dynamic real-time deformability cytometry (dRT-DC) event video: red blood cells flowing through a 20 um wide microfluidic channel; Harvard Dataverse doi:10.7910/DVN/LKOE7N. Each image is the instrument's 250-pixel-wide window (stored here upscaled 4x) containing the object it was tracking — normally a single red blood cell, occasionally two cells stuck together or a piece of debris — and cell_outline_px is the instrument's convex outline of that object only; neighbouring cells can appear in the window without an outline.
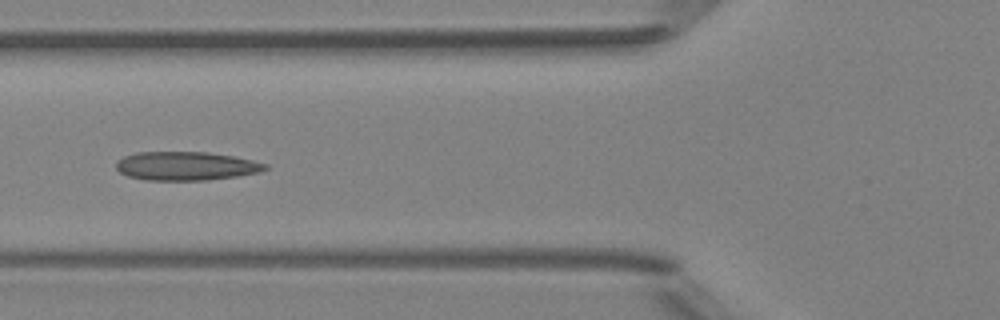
{"species": "Egyptian fruit bat (a non-hibernating species)", "species_latin": "Rousettus aegyptiacus", "temperature_condition": "room temperature", "stored_images_in_passage": 6, "camera_frame_rate_fps": 3000, "um_per_image_px": 0.085, "animal": {"sex": "female"}, "frame": {"image": 1, "passage_image": 6, "time_ms": 5.667, "image_size_px": [1000, 320], "cell_outline_px": [[268, 168], [260, 172], [236, 176], [208, 180], [144, 180], [128, 176], [120, 172], [116, 168], [116, 160], [124, 156], [136, 152], [208, 152], [236, 156], [268, 164]], "centroid_in_image_um": [15.81, 14.1], "position_along_channel_um": 110.0, "area_um2": 25.09}}